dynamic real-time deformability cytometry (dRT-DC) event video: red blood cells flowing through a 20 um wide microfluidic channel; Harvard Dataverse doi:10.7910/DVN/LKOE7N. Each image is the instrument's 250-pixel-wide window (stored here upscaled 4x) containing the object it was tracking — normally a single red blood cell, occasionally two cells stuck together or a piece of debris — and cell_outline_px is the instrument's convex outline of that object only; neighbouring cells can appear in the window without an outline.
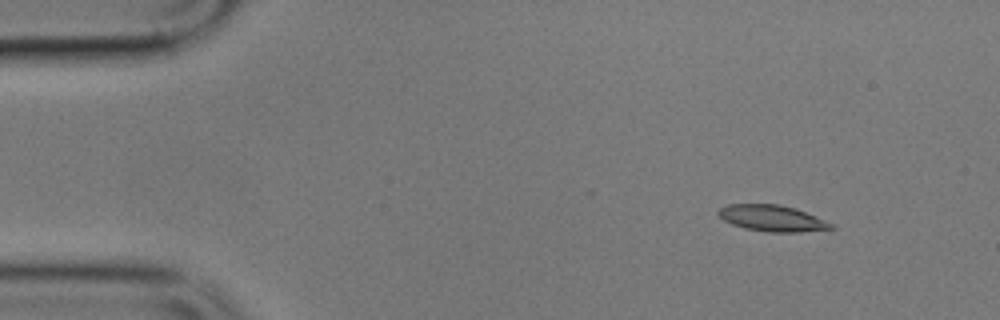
{"species": "common noctule bat (a hibernating species)", "species_latin": "Nyctalus noctula", "temperature_condition": "cold", "stored_images_in_passage": 6, "camera_frame_rate_fps": 3000, "um_per_image_px": 0.085, "animal": {"sex": "male", "body_mass_g": 17.9}, "frame": {"image": 1, "passage_image": 2, "time_ms": 1.0, "image_size_px": [1000, 320], "cell_outline_px": [[836, 228], [800, 232], [768, 232], [744, 228], [732, 224], [724, 220], [716, 212], [720, 208], [728, 204], [780, 204], [796, 208], [836, 224]], "centroid_in_image_um": [65.68, 18.55], "position_along_channel_um": 19.3, "area_um2": 17.4}}
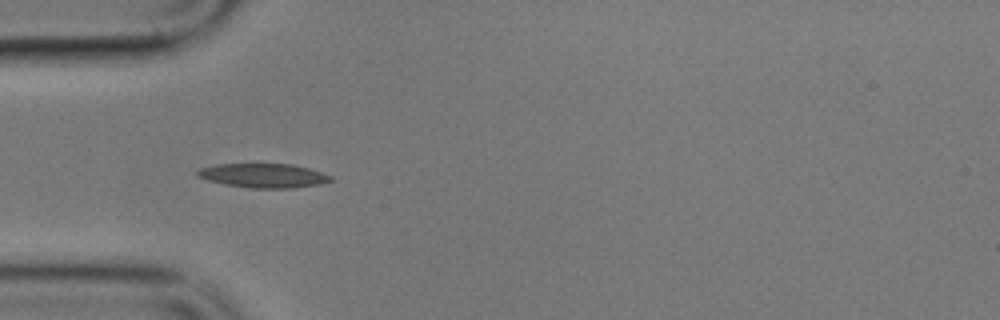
{"frame": {"image": 2, "passage_image": 5, "time_ms": 4.667, "image_size_px": [1000, 320], "cell_outline_px": [[332, 180], [320, 184], [292, 188], [252, 188], [224, 184], [208, 180], [196, 176], [196, 172], [200, 168], [216, 164], [292, 164], [308, 168], [332, 176]], "centroid_in_image_um": [22.37, 14.92], "position_along_channel_um": 62.6, "area_um2": 18.67}}
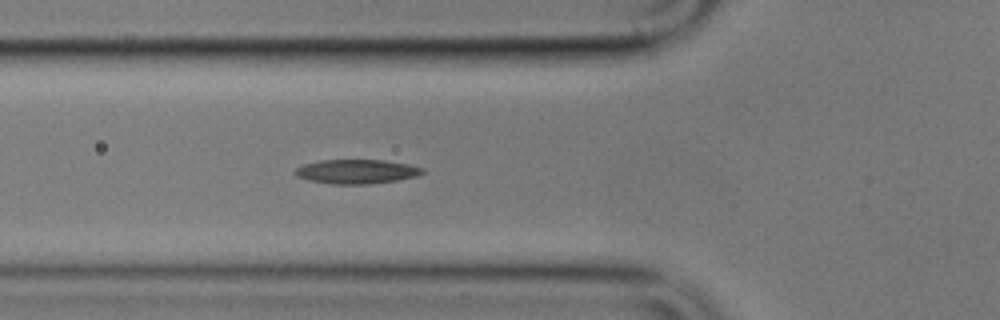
{"frame": {"image": 3, "passage_image": 6, "time_ms": 5.667, "image_size_px": [1000, 320], "cell_outline_px": [[424, 172], [416, 176], [396, 180], [368, 184], [332, 184], [308, 180], [296, 176], [292, 172], [296, 168], [304, 164], [320, 160], [384, 160], [408, 164], [424, 168]], "centroid_in_image_um": [30.27, 14.58], "position_along_channel_um": 95.5, "area_um2": 17.98}}